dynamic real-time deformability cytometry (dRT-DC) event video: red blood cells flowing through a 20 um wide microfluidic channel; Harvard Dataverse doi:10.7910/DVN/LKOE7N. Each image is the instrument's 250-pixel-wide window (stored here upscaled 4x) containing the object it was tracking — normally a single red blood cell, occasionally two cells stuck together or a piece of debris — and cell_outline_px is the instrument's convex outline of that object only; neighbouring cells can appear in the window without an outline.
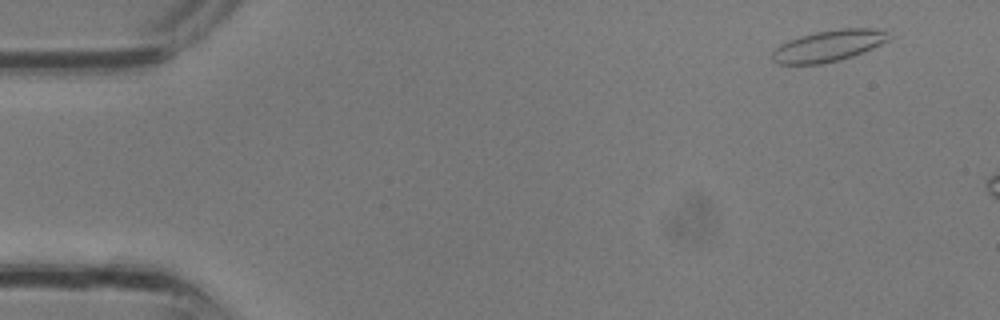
{"species": "common noctule bat (a hibernating species)", "species_latin": "Nyctalus noctula", "temperature_condition": "room temperature", "stored_images_in_passage": 3, "camera_frame_rate_fps": 3000, "um_per_image_px": 0.085, "animal": {"sex": "male", "body_mass_g": 13.3}, "frame": {"image": 1, "passage_image": 1, "time_ms": 0.0, "image_size_px": [1000, 320], "cell_outline_px": [[888, 40], [864, 52], [840, 60], [824, 64], [776, 64], [772, 60], [772, 52], [780, 44], [788, 40], [800, 36], [816, 32], [840, 28], [872, 28], [884, 32]], "centroid_in_image_um": [70.34, 3.91], "position_along_channel_um": 14.7, "area_um2": 21.1}}